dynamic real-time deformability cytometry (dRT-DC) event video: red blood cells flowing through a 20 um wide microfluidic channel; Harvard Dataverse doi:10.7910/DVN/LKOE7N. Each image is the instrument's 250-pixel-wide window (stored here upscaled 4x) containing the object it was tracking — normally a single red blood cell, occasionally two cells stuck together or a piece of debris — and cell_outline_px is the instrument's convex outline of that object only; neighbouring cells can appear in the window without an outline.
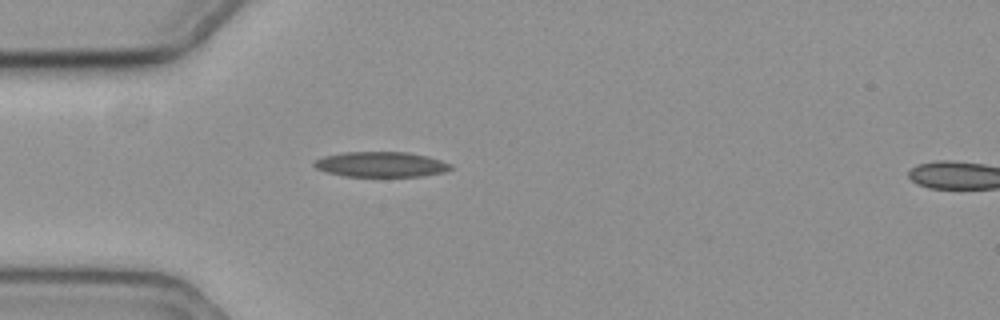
{"species": "common noctule bat (a hibernating species)", "species_latin": "Nyctalus noctula", "temperature_condition": "cold", "stored_images_in_passage": 43, "camera_frame_rate_fps": 3000, "um_per_image_px": 0.085, "animal": {"sex": "female", "body_mass_g": 19.3, "forearm_length_mm": 54.1}, "frame": {"image": 1, "passage_image": 1, "time_ms": 0.0, "image_size_px": [1000, 320], "cell_outline_px": [[452, 168], [444, 172], [420, 176], [344, 176], [324, 172], [316, 168], [312, 164], [316, 160], [324, 156], [344, 152], [408, 152], [428, 156], [452, 164]], "centroid_in_image_um": [32.37, 13.97], "position_along_channel_um": 52.6, "area_um2": 20.06}}
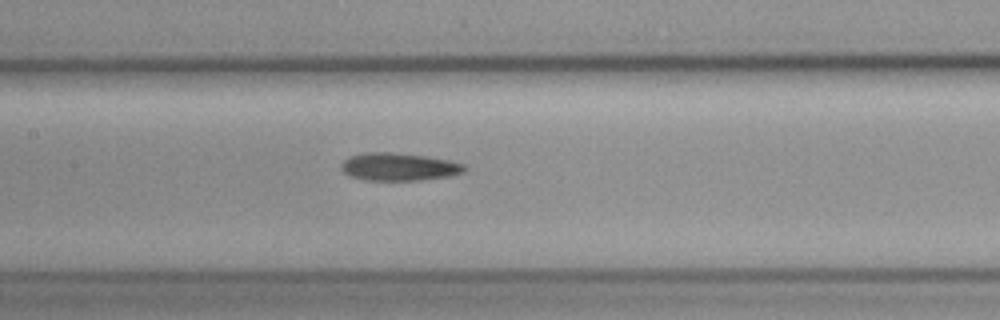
{"frame": {"image": 2, "passage_image": 12, "time_ms": 3.667, "image_size_px": [1000, 320], "cell_outline_px": [[468, 168], [464, 172], [452, 176], [420, 180], [364, 180], [352, 176], [344, 172], [340, 168], [340, 164], [344, 160], [352, 156], [364, 152], [388, 152], [428, 156], [448, 160], [464, 164]], "centroid_in_image_um": [33.94, 14.18], "position_along_channel_um": 173.5, "area_um2": 20.0}}
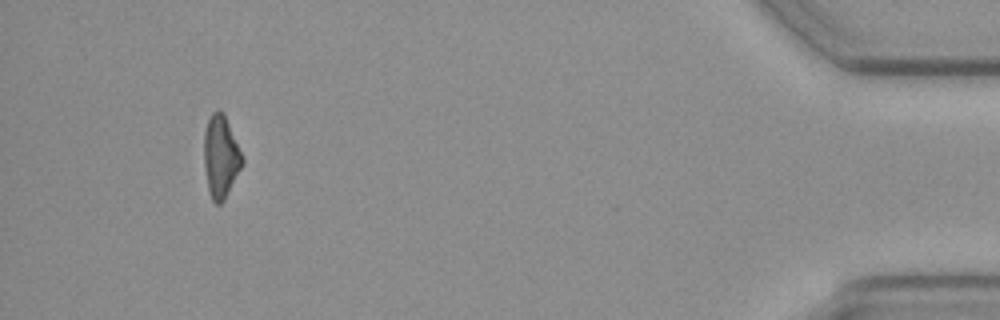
{"frame": {"image": 3, "passage_image": 39, "time_ms": 12.667, "image_size_px": [1000, 320], "cell_outline_px": [[244, 164], [224, 200], [220, 204], [216, 204], [212, 200], [208, 192], [204, 164], [204, 132], [208, 120], [212, 112], [224, 112], [244, 160]], "centroid_in_image_um": [18.76, 13.35], "position_along_channel_um": 416.4, "area_um2": 18.32}, "authors_computed_cell_mechanics": {"area_um2": 19.363, "velocity_mm_per_s": 3.5399, "shape_relaxation_time_tau1_ms": null, "shape_relaxation_time_tau2_ms": 7.8482, "deformation_change_tau1": null, "deformation_change_tau2": 0.1652}}